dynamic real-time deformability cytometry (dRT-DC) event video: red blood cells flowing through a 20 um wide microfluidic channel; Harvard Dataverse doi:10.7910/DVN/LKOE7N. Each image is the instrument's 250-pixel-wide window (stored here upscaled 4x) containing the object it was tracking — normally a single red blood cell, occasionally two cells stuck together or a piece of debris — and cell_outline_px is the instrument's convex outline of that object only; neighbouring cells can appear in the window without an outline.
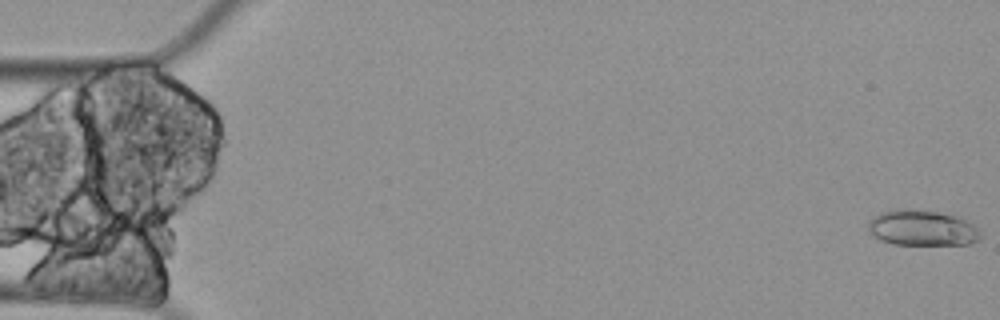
{"species": "Egyptian fruit bat (a non-hibernating species)", "species_latin": "Rousettus aegyptiacus", "temperature_condition": "cold", "stored_images_in_passage": 5, "camera_frame_rate_fps": 3000, "um_per_image_px": 0.085, "animal": {"sex": "female"}, "frame": {"image": 1, "passage_image": 1, "time_ms": 0.0, "image_size_px": [1000, 320], "cell_outline_px": [[980, 240], [968, 244], [892, 244], [880, 240], [868, 228], [868, 220], [872, 216], [880, 212], [896, 208], [908, 208], [936, 212], [956, 216], [972, 224], [980, 232]], "centroid_in_image_um": [78.34, 19.36], "position_along_channel_um": 6.7, "area_um2": 23.24}}
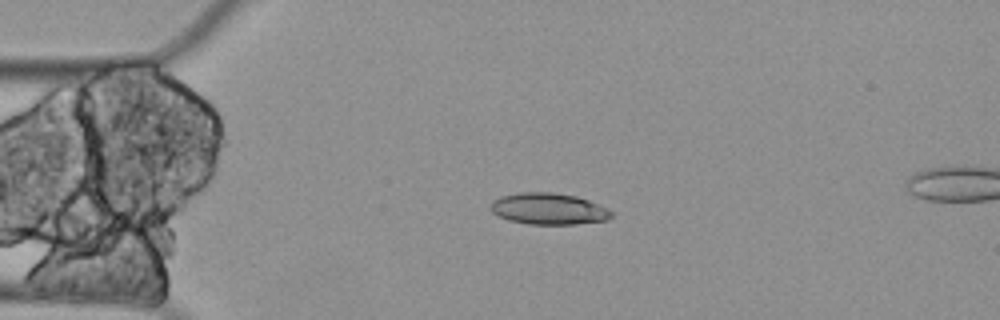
{"frame": {"image": 2, "passage_image": 4, "time_ms": 1.0, "image_size_px": [1000, 320], "cell_outline_px": [[616, 212], [608, 220], [576, 224], [528, 224], [508, 220], [492, 212], [488, 208], [492, 200], [500, 196], [520, 192], [552, 192], [576, 196], [588, 200], [608, 208]], "centroid_in_image_um": [46.63, 17.75], "position_along_channel_um": 38.4, "area_um2": 22.43}}